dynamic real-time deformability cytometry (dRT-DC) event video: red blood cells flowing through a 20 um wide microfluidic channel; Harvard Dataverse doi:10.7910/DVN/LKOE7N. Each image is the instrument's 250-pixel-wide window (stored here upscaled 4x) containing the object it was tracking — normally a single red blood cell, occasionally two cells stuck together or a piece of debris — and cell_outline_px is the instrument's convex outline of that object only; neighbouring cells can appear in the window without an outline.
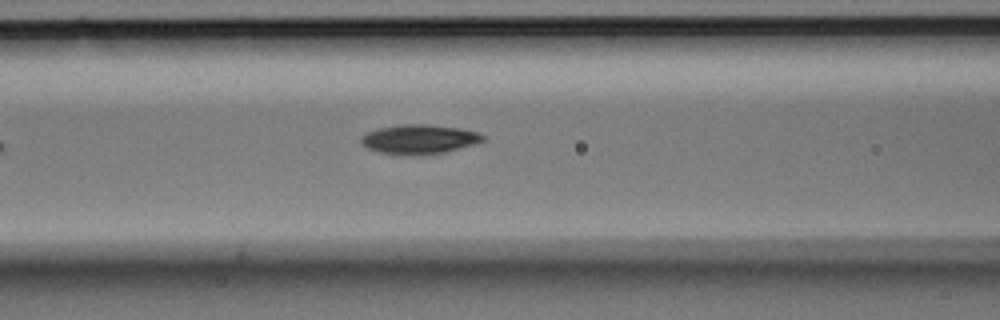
{"species": "Egyptian fruit bat (a non-hibernating species)", "species_latin": "Rousettus aegyptiacus", "temperature_condition": "room temperature", "stored_images_in_passage": 6, "camera_frame_rate_fps": 3000, "um_per_image_px": 0.085, "animal": {"sex": "male"}, "frame": {"image": 1, "passage_image": 6, "time_ms": 1.667, "image_size_px": [1000, 320], "cell_outline_px": [[484, 140], [476, 144], [432, 156], [404, 156], [380, 152], [368, 148], [360, 140], [368, 132], [376, 128], [400, 124], [424, 124], [460, 128], [476, 132], [484, 136]], "centroid_in_image_um": [35.66, 11.86], "position_along_channel_um": 130.9, "area_um2": 21.21}}